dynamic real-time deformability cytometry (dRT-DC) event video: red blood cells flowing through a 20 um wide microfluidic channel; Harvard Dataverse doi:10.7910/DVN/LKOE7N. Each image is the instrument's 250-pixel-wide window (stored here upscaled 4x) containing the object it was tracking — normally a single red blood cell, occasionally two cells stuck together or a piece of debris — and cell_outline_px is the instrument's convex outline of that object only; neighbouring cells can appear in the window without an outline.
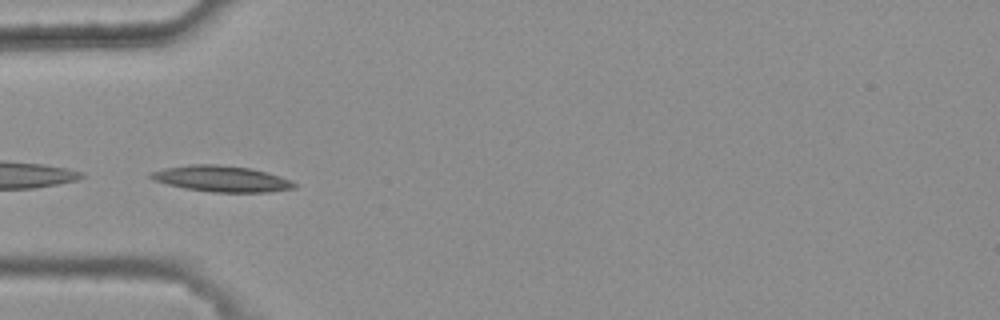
{"species": "common noctule bat (a hibernating species)", "species_latin": "Nyctalus noctula", "temperature_condition": "warm", "stored_images_in_passage": 28, "camera_frame_rate_fps": 3000, "um_per_image_px": 0.085, "animal": {"sex": "female", "body_mass_g": 25.1}, "frame": {"image": 1, "passage_image": 2, "time_ms": 0.333, "image_size_px": [1000, 320], "cell_outline_px": [[296, 188], [268, 192], [212, 192], [184, 188], [152, 180], [148, 176], [152, 172], [164, 168], [192, 164], [216, 164], [248, 168], [268, 172], [292, 180], [296, 184]], "centroid_in_image_um": [18.84, 15.19], "position_along_channel_um": 66.2, "area_um2": 21.73}}
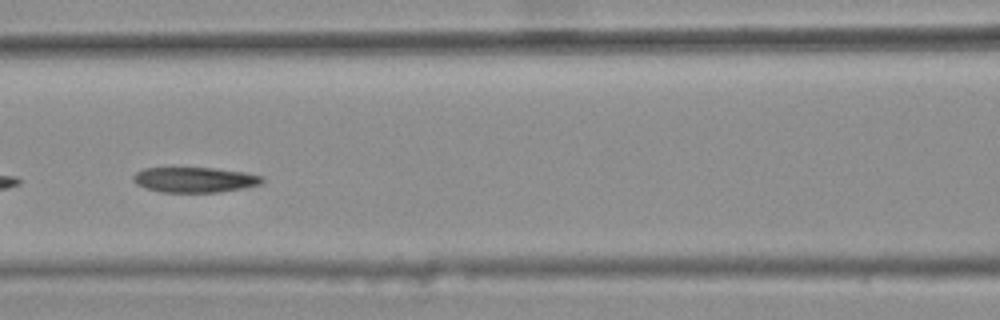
{"frame": {"image": 2, "passage_image": 9, "time_ms": 2.667, "image_size_px": [1000, 320], "cell_outline_px": [[264, 180], [260, 184], [244, 188], [220, 192], [160, 192], [144, 188], [136, 184], [132, 180], [132, 176], [136, 172], [144, 168], [216, 168], [244, 172], [260, 176]], "centroid_in_image_um": [16.5, 15.28], "position_along_channel_um": 150.1, "area_um2": 19.02}}
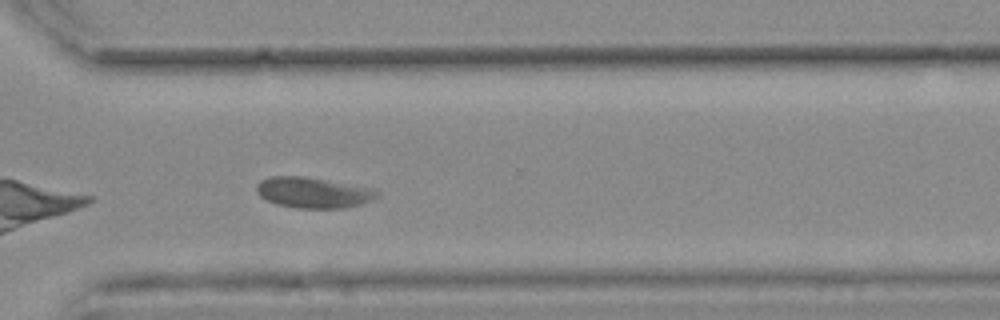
{"frame": {"image": 3, "passage_image": 25, "time_ms": 8.0, "image_size_px": [1000, 320], "cell_outline_px": [[380, 196], [372, 200], [360, 204], [344, 208], [296, 208], [276, 204], [260, 196], [256, 192], [256, 184], [260, 180], [268, 176], [304, 176], [376, 188], [380, 192]], "centroid_in_image_um": [26.65, 16.36], "position_along_channel_um": 344.0, "area_um2": 21.91}, "authors_computed_cell_mechanics": {"area_um2": 20.23, "velocity_mm_per_s": 3.631, "shape_relaxation_time_tau1_ms": 7.5825, "shape_relaxation_time_tau2_ms": null, "deformation_change_tau1": 0.1313, "deformation_change_tau2": null}}